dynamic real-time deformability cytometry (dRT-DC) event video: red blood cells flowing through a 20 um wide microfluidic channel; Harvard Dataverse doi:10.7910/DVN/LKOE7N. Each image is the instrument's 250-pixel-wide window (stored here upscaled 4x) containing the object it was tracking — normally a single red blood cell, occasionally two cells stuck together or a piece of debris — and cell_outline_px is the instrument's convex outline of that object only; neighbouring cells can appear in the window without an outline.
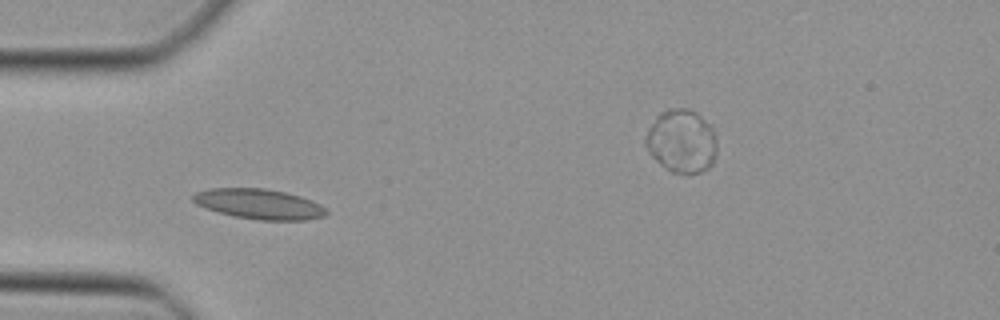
{"species": "Egyptian fruit bat (a non-hibernating species)", "species_latin": "Rousettus aegyptiacus", "temperature_condition": "cold", "stored_images_in_passage": 34, "camera_frame_rate_fps": 3000, "um_per_image_px": 0.085, "animal": {"sex": "female"}, "frame": {"image": 1, "passage_image": 1, "time_ms": 0.0, "image_size_px": [1000, 320], "cell_outline_px": [[328, 212], [324, 216], [308, 220], [260, 220], [232, 216], [196, 204], [192, 200], [192, 196], [196, 192], [208, 188], [264, 188], [284, 192], [300, 196], [312, 200], [320, 204]], "centroid_in_image_um": [22.03, 17.34], "position_along_channel_um": 63.0, "area_um2": 23.35}}
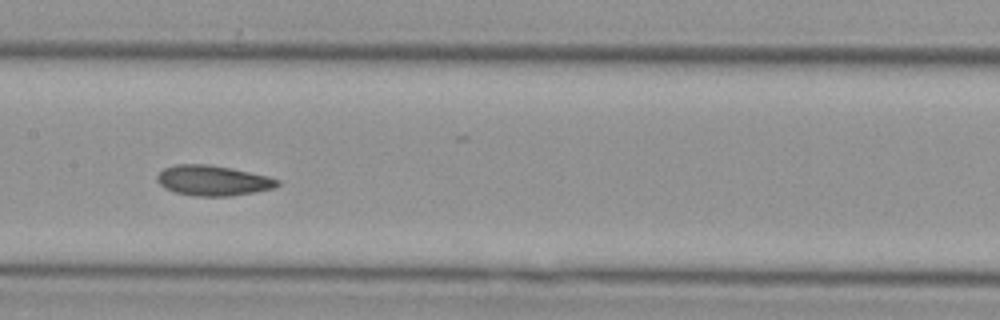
{"frame": {"image": 2, "passage_image": 10, "time_ms": 3.0, "image_size_px": [1000, 320], "cell_outline_px": [[280, 184], [276, 188], [232, 196], [196, 196], [176, 192], [164, 188], [156, 180], [156, 176], [164, 168], [176, 164], [208, 164], [232, 168], [268, 176], [280, 180]], "centroid_in_image_um": [18.12, 15.34], "position_along_channel_um": 189.3, "area_um2": 21.33}}
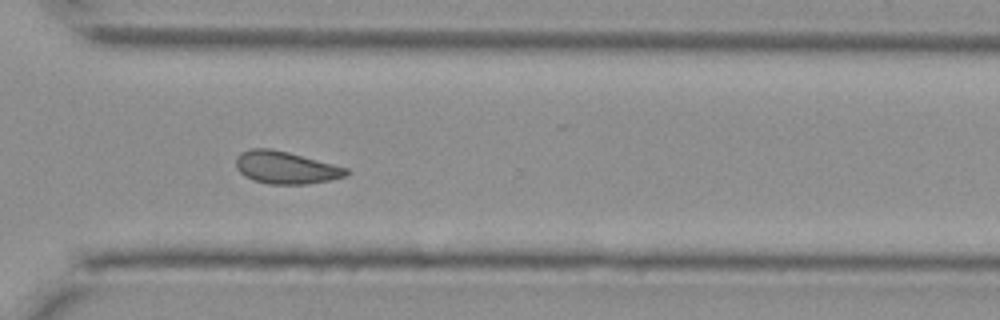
{"frame": {"image": 3, "passage_image": 21, "time_ms": 6.667, "image_size_px": [1000, 320], "cell_outline_px": [[348, 176], [332, 180], [308, 184], [268, 184], [252, 180], [244, 176], [236, 168], [236, 156], [240, 152], [248, 148], [268, 148], [288, 152], [348, 168]], "centroid_in_image_um": [24.27, 14.25], "position_along_channel_um": 346.3, "area_um2": 21.04}}